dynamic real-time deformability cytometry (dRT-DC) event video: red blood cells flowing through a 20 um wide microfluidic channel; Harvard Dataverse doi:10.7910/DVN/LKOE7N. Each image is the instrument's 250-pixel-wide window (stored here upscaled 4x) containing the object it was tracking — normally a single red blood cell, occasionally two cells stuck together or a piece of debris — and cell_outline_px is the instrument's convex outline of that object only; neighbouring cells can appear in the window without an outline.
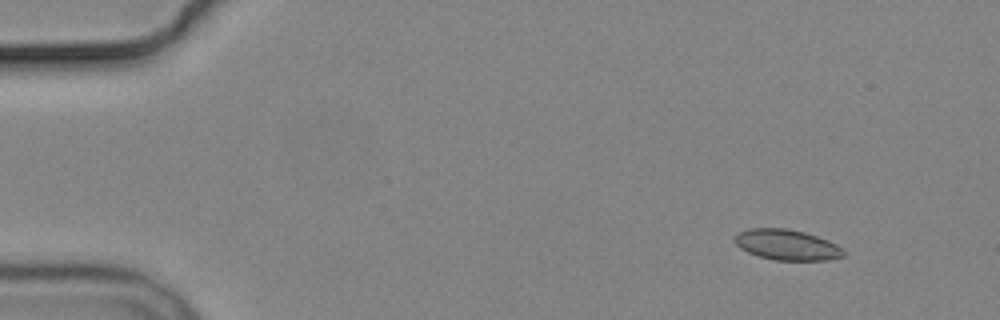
{"species": "common noctule bat (a hibernating species)", "species_latin": "Nyctalus noctula", "temperature_condition": "cold", "stored_images_in_passage": 5, "camera_frame_rate_fps": 3000, "um_per_image_px": 0.085, "animal": {"sex": "male", "body_mass_g": 19.2, "forearm_length_mm": 51.8}, "frame": {"image": 1, "passage_image": 1, "time_ms": 0.0, "image_size_px": [1000, 320], "cell_outline_px": [[844, 256], [828, 260], [776, 260], [760, 256], [748, 252], [740, 248], [732, 240], [740, 232], [748, 228], [788, 228], [804, 232], [828, 240], [844, 248]], "centroid_in_image_um": [66.9, 20.8], "position_along_channel_um": 18.1, "area_um2": 19.36}}